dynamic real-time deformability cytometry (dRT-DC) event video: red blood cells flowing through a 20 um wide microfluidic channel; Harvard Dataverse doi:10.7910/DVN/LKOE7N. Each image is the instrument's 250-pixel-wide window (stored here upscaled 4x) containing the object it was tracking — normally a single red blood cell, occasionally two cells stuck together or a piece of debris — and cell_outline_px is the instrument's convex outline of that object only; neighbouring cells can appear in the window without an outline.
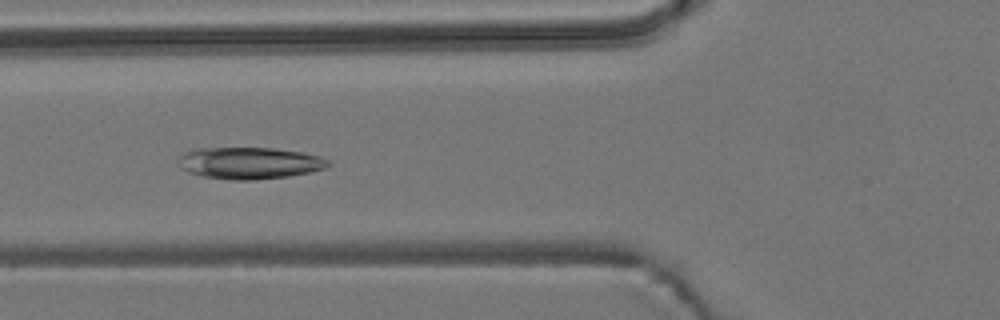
{"species": "common noctule bat (a hibernating species)", "species_latin": "Nyctalus noctula", "temperature_condition": "room temperature", "stored_images_in_passage": 54, "camera_frame_rate_fps": 3000, "um_per_image_px": 0.085, "animal": {"sex": "male", "body_mass_g": 19.2, "forearm_length_mm": 51.8}, "frame": {"image": 1, "passage_image": 20, "time_ms": 6.333, "image_size_px": [1000, 320], "cell_outline_px": [[332, 164], [324, 168], [308, 172], [288, 176], [252, 180], [232, 180], [204, 176], [188, 172], [180, 168], [176, 160], [184, 152], [192, 148], [272, 148], [300, 152], [320, 156], [328, 160]], "centroid_in_image_um": [21.15, 13.85], "position_along_channel_um": 104.6, "area_um2": 27.74}}
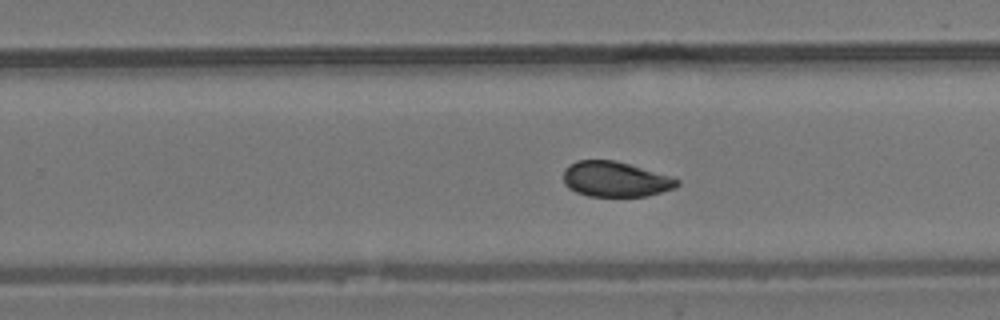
{"frame": {"image": 2, "passage_image": 34, "time_ms": 11.0, "image_size_px": [1000, 320], "cell_outline_px": [[680, 184], [676, 188], [648, 196], [588, 196], [576, 192], [568, 188], [564, 184], [564, 168], [576, 160], [616, 160], [668, 176], [680, 180]], "centroid_in_image_um": [52.29, 15.24], "position_along_channel_um": 277.5, "area_um2": 23.35}}
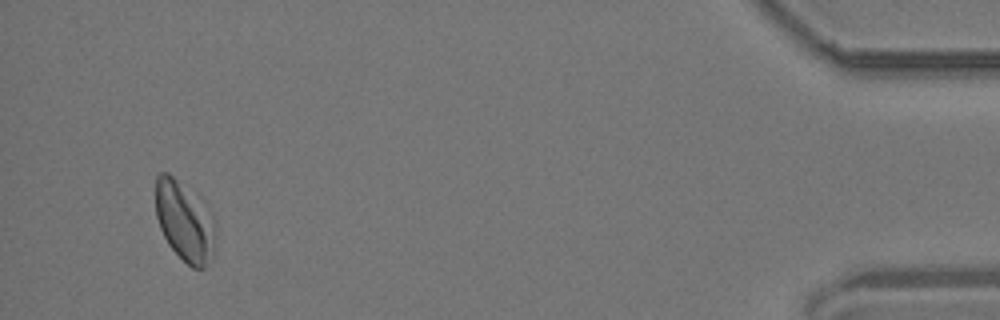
{"frame": {"image": 3, "passage_image": 52, "time_ms": 17.0, "image_size_px": [1000, 320], "cell_outline_px": [[216, 248], [212, 260], [204, 268], [192, 268], [168, 244], [160, 228], [156, 216], [156, 176], [160, 172], [168, 172], [216, 220]], "centroid_in_image_um": [15.71, 18.91], "position_along_channel_um": 419.5, "area_um2": 27.34}, "authors_computed_cell_mechanics": {"area_um2": 25.3164, "velocity_mm_per_s": 3.7052, "shape_relaxation_time_tau1_ms": 4.3898, "shape_relaxation_time_tau2_ms": 4.4529, "deformation_change_tau1": 0.1836, "deformation_change_tau2": 0.0503}}